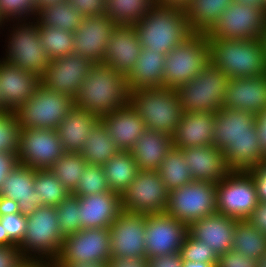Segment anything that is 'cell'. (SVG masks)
<instances>
[{
  "label": "cell",
  "mask_w": 266,
  "mask_h": 267,
  "mask_svg": "<svg viewBox=\"0 0 266 267\" xmlns=\"http://www.w3.org/2000/svg\"><path fill=\"white\" fill-rule=\"evenodd\" d=\"M182 267H216L214 263L183 261Z\"/></svg>",
  "instance_id": "03108f58"
},
{
  "label": "cell",
  "mask_w": 266,
  "mask_h": 267,
  "mask_svg": "<svg viewBox=\"0 0 266 267\" xmlns=\"http://www.w3.org/2000/svg\"><path fill=\"white\" fill-rule=\"evenodd\" d=\"M87 136L88 139L79 153L88 164L102 166L120 151L101 121Z\"/></svg>",
  "instance_id": "e575fe53"
},
{
  "label": "cell",
  "mask_w": 266,
  "mask_h": 267,
  "mask_svg": "<svg viewBox=\"0 0 266 267\" xmlns=\"http://www.w3.org/2000/svg\"><path fill=\"white\" fill-rule=\"evenodd\" d=\"M180 255L183 261L214 263L215 265L218 261V255L212 247L193 238L189 233H187L181 246Z\"/></svg>",
  "instance_id": "bcb514c9"
},
{
  "label": "cell",
  "mask_w": 266,
  "mask_h": 267,
  "mask_svg": "<svg viewBox=\"0 0 266 267\" xmlns=\"http://www.w3.org/2000/svg\"><path fill=\"white\" fill-rule=\"evenodd\" d=\"M35 169L19 164L6 177L0 196L15 200L24 216L31 215L42 206V199L34 191Z\"/></svg>",
  "instance_id": "f1b7e54d"
},
{
  "label": "cell",
  "mask_w": 266,
  "mask_h": 267,
  "mask_svg": "<svg viewBox=\"0 0 266 267\" xmlns=\"http://www.w3.org/2000/svg\"><path fill=\"white\" fill-rule=\"evenodd\" d=\"M258 267H266V253L258 260Z\"/></svg>",
  "instance_id": "89a4df30"
},
{
  "label": "cell",
  "mask_w": 266,
  "mask_h": 267,
  "mask_svg": "<svg viewBox=\"0 0 266 267\" xmlns=\"http://www.w3.org/2000/svg\"><path fill=\"white\" fill-rule=\"evenodd\" d=\"M59 230L65 237L81 230L79 197L70 193L69 196L56 207Z\"/></svg>",
  "instance_id": "7bdbcfd3"
},
{
  "label": "cell",
  "mask_w": 266,
  "mask_h": 267,
  "mask_svg": "<svg viewBox=\"0 0 266 267\" xmlns=\"http://www.w3.org/2000/svg\"><path fill=\"white\" fill-rule=\"evenodd\" d=\"M255 183L259 201L266 202V160L248 172Z\"/></svg>",
  "instance_id": "f5cc1de1"
},
{
  "label": "cell",
  "mask_w": 266,
  "mask_h": 267,
  "mask_svg": "<svg viewBox=\"0 0 266 267\" xmlns=\"http://www.w3.org/2000/svg\"><path fill=\"white\" fill-rule=\"evenodd\" d=\"M56 207L40 206L26 216V233L18 245L26 261L54 262L63 245Z\"/></svg>",
  "instance_id": "5b68a950"
},
{
  "label": "cell",
  "mask_w": 266,
  "mask_h": 267,
  "mask_svg": "<svg viewBox=\"0 0 266 267\" xmlns=\"http://www.w3.org/2000/svg\"><path fill=\"white\" fill-rule=\"evenodd\" d=\"M19 165L17 154L0 152V189L9 173Z\"/></svg>",
  "instance_id": "11a10c76"
},
{
  "label": "cell",
  "mask_w": 266,
  "mask_h": 267,
  "mask_svg": "<svg viewBox=\"0 0 266 267\" xmlns=\"http://www.w3.org/2000/svg\"><path fill=\"white\" fill-rule=\"evenodd\" d=\"M20 125L15 112L0 113V152L17 154Z\"/></svg>",
  "instance_id": "f6af8a7d"
},
{
  "label": "cell",
  "mask_w": 266,
  "mask_h": 267,
  "mask_svg": "<svg viewBox=\"0 0 266 267\" xmlns=\"http://www.w3.org/2000/svg\"><path fill=\"white\" fill-rule=\"evenodd\" d=\"M58 267H107L100 262H81V263H55Z\"/></svg>",
  "instance_id": "6125c7cd"
},
{
  "label": "cell",
  "mask_w": 266,
  "mask_h": 267,
  "mask_svg": "<svg viewBox=\"0 0 266 267\" xmlns=\"http://www.w3.org/2000/svg\"><path fill=\"white\" fill-rule=\"evenodd\" d=\"M232 250L258 261L266 253V235L247 220H239L235 226Z\"/></svg>",
  "instance_id": "74e56055"
},
{
  "label": "cell",
  "mask_w": 266,
  "mask_h": 267,
  "mask_svg": "<svg viewBox=\"0 0 266 267\" xmlns=\"http://www.w3.org/2000/svg\"><path fill=\"white\" fill-rule=\"evenodd\" d=\"M20 213L19 205L15 200L0 196V216Z\"/></svg>",
  "instance_id": "91938a15"
},
{
  "label": "cell",
  "mask_w": 266,
  "mask_h": 267,
  "mask_svg": "<svg viewBox=\"0 0 266 267\" xmlns=\"http://www.w3.org/2000/svg\"><path fill=\"white\" fill-rule=\"evenodd\" d=\"M101 122L120 151H130L146 129L143 120L130 103L104 114L101 116Z\"/></svg>",
  "instance_id": "83f0119b"
},
{
  "label": "cell",
  "mask_w": 266,
  "mask_h": 267,
  "mask_svg": "<svg viewBox=\"0 0 266 267\" xmlns=\"http://www.w3.org/2000/svg\"><path fill=\"white\" fill-rule=\"evenodd\" d=\"M141 50L134 26L117 25L109 37L103 63L126 77L137 63Z\"/></svg>",
  "instance_id": "7402d4cb"
},
{
  "label": "cell",
  "mask_w": 266,
  "mask_h": 267,
  "mask_svg": "<svg viewBox=\"0 0 266 267\" xmlns=\"http://www.w3.org/2000/svg\"><path fill=\"white\" fill-rule=\"evenodd\" d=\"M0 246H17L9 237L6 231L3 229V225L0 222Z\"/></svg>",
  "instance_id": "e7e4bbea"
},
{
  "label": "cell",
  "mask_w": 266,
  "mask_h": 267,
  "mask_svg": "<svg viewBox=\"0 0 266 267\" xmlns=\"http://www.w3.org/2000/svg\"><path fill=\"white\" fill-rule=\"evenodd\" d=\"M206 33H193L166 55L163 87L176 89L192 80L209 63Z\"/></svg>",
  "instance_id": "9c48e42d"
},
{
  "label": "cell",
  "mask_w": 266,
  "mask_h": 267,
  "mask_svg": "<svg viewBox=\"0 0 266 267\" xmlns=\"http://www.w3.org/2000/svg\"><path fill=\"white\" fill-rule=\"evenodd\" d=\"M65 153L55 129H20L19 164L34 169H50Z\"/></svg>",
  "instance_id": "2e32d148"
},
{
  "label": "cell",
  "mask_w": 266,
  "mask_h": 267,
  "mask_svg": "<svg viewBox=\"0 0 266 267\" xmlns=\"http://www.w3.org/2000/svg\"><path fill=\"white\" fill-rule=\"evenodd\" d=\"M87 164L80 153L65 152L56 160L50 171L70 193H73Z\"/></svg>",
  "instance_id": "ab89813d"
},
{
  "label": "cell",
  "mask_w": 266,
  "mask_h": 267,
  "mask_svg": "<svg viewBox=\"0 0 266 267\" xmlns=\"http://www.w3.org/2000/svg\"><path fill=\"white\" fill-rule=\"evenodd\" d=\"M100 121L97 114L74 106L56 129L64 151L79 153L88 133Z\"/></svg>",
  "instance_id": "f546056e"
},
{
  "label": "cell",
  "mask_w": 266,
  "mask_h": 267,
  "mask_svg": "<svg viewBox=\"0 0 266 267\" xmlns=\"http://www.w3.org/2000/svg\"><path fill=\"white\" fill-rule=\"evenodd\" d=\"M229 79L209 62L192 80L175 89L182 111L215 113L222 109Z\"/></svg>",
  "instance_id": "ba28073f"
},
{
  "label": "cell",
  "mask_w": 266,
  "mask_h": 267,
  "mask_svg": "<svg viewBox=\"0 0 266 267\" xmlns=\"http://www.w3.org/2000/svg\"><path fill=\"white\" fill-rule=\"evenodd\" d=\"M106 192H111V189L102 167L100 165L87 164L72 194L81 197Z\"/></svg>",
  "instance_id": "ee69618b"
},
{
  "label": "cell",
  "mask_w": 266,
  "mask_h": 267,
  "mask_svg": "<svg viewBox=\"0 0 266 267\" xmlns=\"http://www.w3.org/2000/svg\"><path fill=\"white\" fill-rule=\"evenodd\" d=\"M134 28L142 48L165 56L193 34L184 9L158 5L140 19Z\"/></svg>",
  "instance_id": "277c9868"
},
{
  "label": "cell",
  "mask_w": 266,
  "mask_h": 267,
  "mask_svg": "<svg viewBox=\"0 0 266 267\" xmlns=\"http://www.w3.org/2000/svg\"><path fill=\"white\" fill-rule=\"evenodd\" d=\"M8 110L4 107L2 99L0 97V113H6Z\"/></svg>",
  "instance_id": "8c879c8a"
},
{
  "label": "cell",
  "mask_w": 266,
  "mask_h": 267,
  "mask_svg": "<svg viewBox=\"0 0 266 267\" xmlns=\"http://www.w3.org/2000/svg\"><path fill=\"white\" fill-rule=\"evenodd\" d=\"M111 191L122 193L139 171L130 151H119L101 166Z\"/></svg>",
  "instance_id": "836d02e7"
},
{
  "label": "cell",
  "mask_w": 266,
  "mask_h": 267,
  "mask_svg": "<svg viewBox=\"0 0 266 267\" xmlns=\"http://www.w3.org/2000/svg\"><path fill=\"white\" fill-rule=\"evenodd\" d=\"M187 233L188 226L167 213L147 215L146 257L150 259L180 253Z\"/></svg>",
  "instance_id": "e0dca14e"
},
{
  "label": "cell",
  "mask_w": 266,
  "mask_h": 267,
  "mask_svg": "<svg viewBox=\"0 0 266 267\" xmlns=\"http://www.w3.org/2000/svg\"><path fill=\"white\" fill-rule=\"evenodd\" d=\"M94 64L87 57L77 54L50 60L40 76L41 84L49 90L65 93L74 99Z\"/></svg>",
  "instance_id": "ac0fdd59"
},
{
  "label": "cell",
  "mask_w": 266,
  "mask_h": 267,
  "mask_svg": "<svg viewBox=\"0 0 266 267\" xmlns=\"http://www.w3.org/2000/svg\"><path fill=\"white\" fill-rule=\"evenodd\" d=\"M241 4L251 5V6H257L263 8V0H234Z\"/></svg>",
  "instance_id": "003e7915"
},
{
  "label": "cell",
  "mask_w": 266,
  "mask_h": 267,
  "mask_svg": "<svg viewBox=\"0 0 266 267\" xmlns=\"http://www.w3.org/2000/svg\"><path fill=\"white\" fill-rule=\"evenodd\" d=\"M129 103L137 111L147 129L169 136L173 135L183 112L176 90L167 87L131 91Z\"/></svg>",
  "instance_id": "8992f818"
},
{
  "label": "cell",
  "mask_w": 266,
  "mask_h": 267,
  "mask_svg": "<svg viewBox=\"0 0 266 267\" xmlns=\"http://www.w3.org/2000/svg\"><path fill=\"white\" fill-rule=\"evenodd\" d=\"M110 228L82 229L64 237L54 263L100 262L111 258Z\"/></svg>",
  "instance_id": "9a60e30c"
},
{
  "label": "cell",
  "mask_w": 266,
  "mask_h": 267,
  "mask_svg": "<svg viewBox=\"0 0 266 267\" xmlns=\"http://www.w3.org/2000/svg\"><path fill=\"white\" fill-rule=\"evenodd\" d=\"M208 43L210 63L229 78L266 74V46L263 38L208 39Z\"/></svg>",
  "instance_id": "3957f363"
},
{
  "label": "cell",
  "mask_w": 266,
  "mask_h": 267,
  "mask_svg": "<svg viewBox=\"0 0 266 267\" xmlns=\"http://www.w3.org/2000/svg\"><path fill=\"white\" fill-rule=\"evenodd\" d=\"M266 11L233 1L206 33L207 39L251 40L263 38Z\"/></svg>",
  "instance_id": "7c38bea8"
},
{
  "label": "cell",
  "mask_w": 266,
  "mask_h": 267,
  "mask_svg": "<svg viewBox=\"0 0 266 267\" xmlns=\"http://www.w3.org/2000/svg\"><path fill=\"white\" fill-rule=\"evenodd\" d=\"M263 40H264V43H265V46H266V27H265V32L263 34Z\"/></svg>",
  "instance_id": "753ad0ef"
},
{
  "label": "cell",
  "mask_w": 266,
  "mask_h": 267,
  "mask_svg": "<svg viewBox=\"0 0 266 267\" xmlns=\"http://www.w3.org/2000/svg\"><path fill=\"white\" fill-rule=\"evenodd\" d=\"M42 263L41 261H26L20 267H40Z\"/></svg>",
  "instance_id": "a7ac6f4b"
},
{
  "label": "cell",
  "mask_w": 266,
  "mask_h": 267,
  "mask_svg": "<svg viewBox=\"0 0 266 267\" xmlns=\"http://www.w3.org/2000/svg\"><path fill=\"white\" fill-rule=\"evenodd\" d=\"M216 267H258V261L245 257L236 250L218 256Z\"/></svg>",
  "instance_id": "681fc988"
},
{
  "label": "cell",
  "mask_w": 266,
  "mask_h": 267,
  "mask_svg": "<svg viewBox=\"0 0 266 267\" xmlns=\"http://www.w3.org/2000/svg\"><path fill=\"white\" fill-rule=\"evenodd\" d=\"M116 26L106 14L84 17L74 32V54L103 63L109 37Z\"/></svg>",
  "instance_id": "ffe728a7"
},
{
  "label": "cell",
  "mask_w": 266,
  "mask_h": 267,
  "mask_svg": "<svg viewBox=\"0 0 266 267\" xmlns=\"http://www.w3.org/2000/svg\"><path fill=\"white\" fill-rule=\"evenodd\" d=\"M146 214L122 211L110 225L111 257L146 256Z\"/></svg>",
  "instance_id": "d6986e66"
},
{
  "label": "cell",
  "mask_w": 266,
  "mask_h": 267,
  "mask_svg": "<svg viewBox=\"0 0 266 267\" xmlns=\"http://www.w3.org/2000/svg\"><path fill=\"white\" fill-rule=\"evenodd\" d=\"M166 56L142 48L137 63L126 76L129 92L140 88L163 87Z\"/></svg>",
  "instance_id": "1f68e13d"
},
{
  "label": "cell",
  "mask_w": 266,
  "mask_h": 267,
  "mask_svg": "<svg viewBox=\"0 0 266 267\" xmlns=\"http://www.w3.org/2000/svg\"><path fill=\"white\" fill-rule=\"evenodd\" d=\"M82 229L109 228L122 212L118 192L97 193L79 197Z\"/></svg>",
  "instance_id": "d4e9b609"
},
{
  "label": "cell",
  "mask_w": 266,
  "mask_h": 267,
  "mask_svg": "<svg viewBox=\"0 0 266 267\" xmlns=\"http://www.w3.org/2000/svg\"><path fill=\"white\" fill-rule=\"evenodd\" d=\"M217 213L236 220H246L259 200L252 176L248 172H230L216 183Z\"/></svg>",
  "instance_id": "5bb4252c"
},
{
  "label": "cell",
  "mask_w": 266,
  "mask_h": 267,
  "mask_svg": "<svg viewBox=\"0 0 266 267\" xmlns=\"http://www.w3.org/2000/svg\"><path fill=\"white\" fill-rule=\"evenodd\" d=\"M41 84L40 76L0 58V97L8 111L15 112Z\"/></svg>",
  "instance_id": "44dd1931"
},
{
  "label": "cell",
  "mask_w": 266,
  "mask_h": 267,
  "mask_svg": "<svg viewBox=\"0 0 266 267\" xmlns=\"http://www.w3.org/2000/svg\"><path fill=\"white\" fill-rule=\"evenodd\" d=\"M34 191L42 199V206L57 207L70 192L50 169H35Z\"/></svg>",
  "instance_id": "60d3db41"
},
{
  "label": "cell",
  "mask_w": 266,
  "mask_h": 267,
  "mask_svg": "<svg viewBox=\"0 0 266 267\" xmlns=\"http://www.w3.org/2000/svg\"><path fill=\"white\" fill-rule=\"evenodd\" d=\"M239 220L215 213L188 226V233L195 239L212 247L219 256L232 250L236 223Z\"/></svg>",
  "instance_id": "cb8c5ba5"
},
{
  "label": "cell",
  "mask_w": 266,
  "mask_h": 267,
  "mask_svg": "<svg viewBox=\"0 0 266 267\" xmlns=\"http://www.w3.org/2000/svg\"><path fill=\"white\" fill-rule=\"evenodd\" d=\"M158 172L169 192L193 181L182 150L174 147L164 157Z\"/></svg>",
  "instance_id": "f35d334b"
},
{
  "label": "cell",
  "mask_w": 266,
  "mask_h": 267,
  "mask_svg": "<svg viewBox=\"0 0 266 267\" xmlns=\"http://www.w3.org/2000/svg\"><path fill=\"white\" fill-rule=\"evenodd\" d=\"M83 18L68 1L50 5L40 10L35 17L39 26L57 27L73 33L81 25Z\"/></svg>",
  "instance_id": "8d00e7d4"
},
{
  "label": "cell",
  "mask_w": 266,
  "mask_h": 267,
  "mask_svg": "<svg viewBox=\"0 0 266 267\" xmlns=\"http://www.w3.org/2000/svg\"><path fill=\"white\" fill-rule=\"evenodd\" d=\"M40 267H58L54 262L42 263Z\"/></svg>",
  "instance_id": "2644e50d"
},
{
  "label": "cell",
  "mask_w": 266,
  "mask_h": 267,
  "mask_svg": "<svg viewBox=\"0 0 266 267\" xmlns=\"http://www.w3.org/2000/svg\"><path fill=\"white\" fill-rule=\"evenodd\" d=\"M67 1L68 0H33V4L35 7V14H37L40 10L47 8L50 5Z\"/></svg>",
  "instance_id": "be15d7a7"
},
{
  "label": "cell",
  "mask_w": 266,
  "mask_h": 267,
  "mask_svg": "<svg viewBox=\"0 0 266 267\" xmlns=\"http://www.w3.org/2000/svg\"><path fill=\"white\" fill-rule=\"evenodd\" d=\"M9 22V23H8ZM6 23V24H5ZM8 33L5 56L1 59L16 67L41 76L48 67V58L40 41L39 24L35 18L5 22ZM11 23L13 27H11ZM11 28V30L9 29Z\"/></svg>",
  "instance_id": "52a82bcc"
},
{
  "label": "cell",
  "mask_w": 266,
  "mask_h": 267,
  "mask_svg": "<svg viewBox=\"0 0 266 267\" xmlns=\"http://www.w3.org/2000/svg\"><path fill=\"white\" fill-rule=\"evenodd\" d=\"M35 17L33 0H0V19L3 23Z\"/></svg>",
  "instance_id": "7dc6e473"
},
{
  "label": "cell",
  "mask_w": 266,
  "mask_h": 267,
  "mask_svg": "<svg viewBox=\"0 0 266 267\" xmlns=\"http://www.w3.org/2000/svg\"><path fill=\"white\" fill-rule=\"evenodd\" d=\"M255 119V114L239 109L215 112L213 145L222 151L230 172H249L266 160Z\"/></svg>",
  "instance_id": "6da1fadb"
},
{
  "label": "cell",
  "mask_w": 266,
  "mask_h": 267,
  "mask_svg": "<svg viewBox=\"0 0 266 267\" xmlns=\"http://www.w3.org/2000/svg\"><path fill=\"white\" fill-rule=\"evenodd\" d=\"M129 94L125 76L105 63H95L74 97V106L101 117L125 107Z\"/></svg>",
  "instance_id": "7a4b0ae2"
},
{
  "label": "cell",
  "mask_w": 266,
  "mask_h": 267,
  "mask_svg": "<svg viewBox=\"0 0 266 267\" xmlns=\"http://www.w3.org/2000/svg\"><path fill=\"white\" fill-rule=\"evenodd\" d=\"M172 147V136L146 128L130 152L139 170L158 171Z\"/></svg>",
  "instance_id": "4dcf8cb0"
},
{
  "label": "cell",
  "mask_w": 266,
  "mask_h": 267,
  "mask_svg": "<svg viewBox=\"0 0 266 267\" xmlns=\"http://www.w3.org/2000/svg\"><path fill=\"white\" fill-rule=\"evenodd\" d=\"M84 17L105 14V0H68Z\"/></svg>",
  "instance_id": "f907efd6"
},
{
  "label": "cell",
  "mask_w": 266,
  "mask_h": 267,
  "mask_svg": "<svg viewBox=\"0 0 266 267\" xmlns=\"http://www.w3.org/2000/svg\"><path fill=\"white\" fill-rule=\"evenodd\" d=\"M182 263L180 253H176L150 258L148 267H182Z\"/></svg>",
  "instance_id": "6f0895ef"
},
{
  "label": "cell",
  "mask_w": 266,
  "mask_h": 267,
  "mask_svg": "<svg viewBox=\"0 0 266 267\" xmlns=\"http://www.w3.org/2000/svg\"><path fill=\"white\" fill-rule=\"evenodd\" d=\"M107 267H148L149 259L143 257H111L106 262Z\"/></svg>",
  "instance_id": "db71d44e"
},
{
  "label": "cell",
  "mask_w": 266,
  "mask_h": 267,
  "mask_svg": "<svg viewBox=\"0 0 266 267\" xmlns=\"http://www.w3.org/2000/svg\"><path fill=\"white\" fill-rule=\"evenodd\" d=\"M234 0H190L184 9L193 33H207Z\"/></svg>",
  "instance_id": "d6a6232c"
},
{
  "label": "cell",
  "mask_w": 266,
  "mask_h": 267,
  "mask_svg": "<svg viewBox=\"0 0 266 267\" xmlns=\"http://www.w3.org/2000/svg\"><path fill=\"white\" fill-rule=\"evenodd\" d=\"M3 27H5L3 21L0 19V29L2 28V30L4 29Z\"/></svg>",
  "instance_id": "34e18365"
},
{
  "label": "cell",
  "mask_w": 266,
  "mask_h": 267,
  "mask_svg": "<svg viewBox=\"0 0 266 267\" xmlns=\"http://www.w3.org/2000/svg\"><path fill=\"white\" fill-rule=\"evenodd\" d=\"M156 6V0H105V14L116 24L134 26Z\"/></svg>",
  "instance_id": "d590c367"
},
{
  "label": "cell",
  "mask_w": 266,
  "mask_h": 267,
  "mask_svg": "<svg viewBox=\"0 0 266 267\" xmlns=\"http://www.w3.org/2000/svg\"><path fill=\"white\" fill-rule=\"evenodd\" d=\"M255 122L261 147L266 153V109L256 115Z\"/></svg>",
  "instance_id": "680465c9"
},
{
  "label": "cell",
  "mask_w": 266,
  "mask_h": 267,
  "mask_svg": "<svg viewBox=\"0 0 266 267\" xmlns=\"http://www.w3.org/2000/svg\"><path fill=\"white\" fill-rule=\"evenodd\" d=\"M190 0H156V5L163 7L185 9Z\"/></svg>",
  "instance_id": "94428289"
},
{
  "label": "cell",
  "mask_w": 266,
  "mask_h": 267,
  "mask_svg": "<svg viewBox=\"0 0 266 267\" xmlns=\"http://www.w3.org/2000/svg\"><path fill=\"white\" fill-rule=\"evenodd\" d=\"M263 8L266 11V0H263Z\"/></svg>",
  "instance_id": "11e5206c"
},
{
  "label": "cell",
  "mask_w": 266,
  "mask_h": 267,
  "mask_svg": "<svg viewBox=\"0 0 266 267\" xmlns=\"http://www.w3.org/2000/svg\"><path fill=\"white\" fill-rule=\"evenodd\" d=\"M74 107V99L65 93L49 90L40 84L33 96L15 114L20 129H57Z\"/></svg>",
  "instance_id": "30bf717a"
},
{
  "label": "cell",
  "mask_w": 266,
  "mask_h": 267,
  "mask_svg": "<svg viewBox=\"0 0 266 267\" xmlns=\"http://www.w3.org/2000/svg\"><path fill=\"white\" fill-rule=\"evenodd\" d=\"M169 191L158 171L139 170L120 193L122 211L137 214L166 213Z\"/></svg>",
  "instance_id": "4fadbf2b"
},
{
  "label": "cell",
  "mask_w": 266,
  "mask_h": 267,
  "mask_svg": "<svg viewBox=\"0 0 266 267\" xmlns=\"http://www.w3.org/2000/svg\"><path fill=\"white\" fill-rule=\"evenodd\" d=\"M25 262L18 246H0V267H20Z\"/></svg>",
  "instance_id": "816d5d0a"
},
{
  "label": "cell",
  "mask_w": 266,
  "mask_h": 267,
  "mask_svg": "<svg viewBox=\"0 0 266 267\" xmlns=\"http://www.w3.org/2000/svg\"><path fill=\"white\" fill-rule=\"evenodd\" d=\"M0 222L8 237L18 246L26 233V216L21 213L8 214L1 216Z\"/></svg>",
  "instance_id": "c3c4849f"
},
{
  "label": "cell",
  "mask_w": 266,
  "mask_h": 267,
  "mask_svg": "<svg viewBox=\"0 0 266 267\" xmlns=\"http://www.w3.org/2000/svg\"><path fill=\"white\" fill-rule=\"evenodd\" d=\"M246 220L262 234L266 235V202L259 201L254 211Z\"/></svg>",
  "instance_id": "9f6ffc18"
},
{
  "label": "cell",
  "mask_w": 266,
  "mask_h": 267,
  "mask_svg": "<svg viewBox=\"0 0 266 267\" xmlns=\"http://www.w3.org/2000/svg\"><path fill=\"white\" fill-rule=\"evenodd\" d=\"M166 213L187 226L217 213L216 183L193 180L170 191Z\"/></svg>",
  "instance_id": "8fae6325"
},
{
  "label": "cell",
  "mask_w": 266,
  "mask_h": 267,
  "mask_svg": "<svg viewBox=\"0 0 266 267\" xmlns=\"http://www.w3.org/2000/svg\"><path fill=\"white\" fill-rule=\"evenodd\" d=\"M40 41L50 60L74 54V33L57 27L39 26Z\"/></svg>",
  "instance_id": "b9f144b4"
},
{
  "label": "cell",
  "mask_w": 266,
  "mask_h": 267,
  "mask_svg": "<svg viewBox=\"0 0 266 267\" xmlns=\"http://www.w3.org/2000/svg\"><path fill=\"white\" fill-rule=\"evenodd\" d=\"M223 107L239 109L255 115L266 109V74L230 78Z\"/></svg>",
  "instance_id": "603a6c76"
},
{
  "label": "cell",
  "mask_w": 266,
  "mask_h": 267,
  "mask_svg": "<svg viewBox=\"0 0 266 267\" xmlns=\"http://www.w3.org/2000/svg\"><path fill=\"white\" fill-rule=\"evenodd\" d=\"M194 181L220 182L230 171L222 151L214 145L181 149Z\"/></svg>",
  "instance_id": "4316f807"
},
{
  "label": "cell",
  "mask_w": 266,
  "mask_h": 267,
  "mask_svg": "<svg viewBox=\"0 0 266 267\" xmlns=\"http://www.w3.org/2000/svg\"><path fill=\"white\" fill-rule=\"evenodd\" d=\"M215 113L182 112L179 123L172 135L176 149L213 145Z\"/></svg>",
  "instance_id": "484cf974"
}]
</instances>
